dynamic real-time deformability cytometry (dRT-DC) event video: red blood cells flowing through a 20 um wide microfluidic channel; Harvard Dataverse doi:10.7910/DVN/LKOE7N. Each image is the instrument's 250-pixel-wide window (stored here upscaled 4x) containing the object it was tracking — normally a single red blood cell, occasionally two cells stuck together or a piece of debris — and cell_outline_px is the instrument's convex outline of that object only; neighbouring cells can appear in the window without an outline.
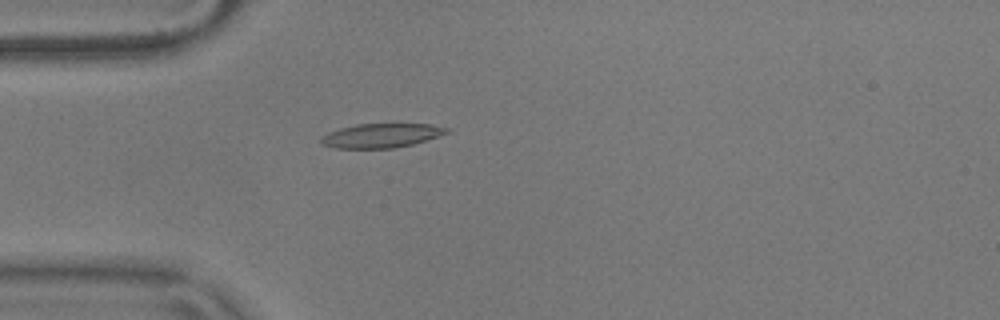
{"species": "common noctule bat (a hibernating species)", "species_latin": "Nyctalus noctula", "temperature_condition": "warm", "stored_images_in_passage": 51, "camera_frame_rate_fps": 3000, "um_per_image_px": 0.085, "animal": {"sex": "male", "body_mass_g": 17.9}, "frame": {"image": 1, "passage_image": 14, "time_ms": 4.333, "image_size_px": [1000, 320], "cell_outline_px": [[452, 128], [448, 132], [412, 144], [392, 148], [336, 148], [320, 144], [320, 136], [328, 132], [340, 128], [356, 124], [432, 124]], "centroid_in_image_um": [32.36, 11.51], "position_along_channel_um": 52.6, "area_um2": 17.63}}
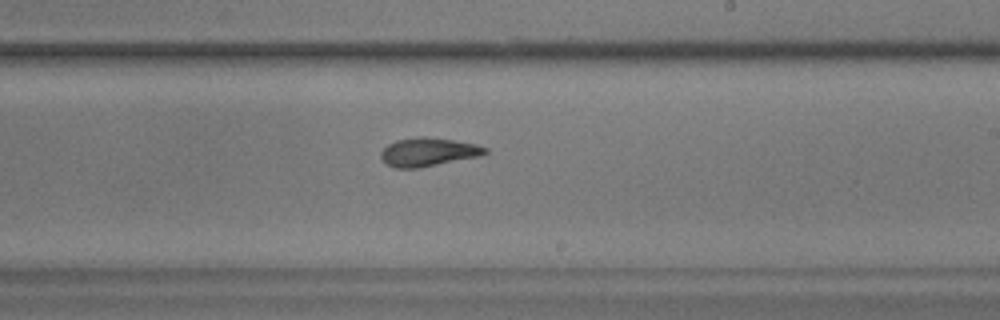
{"frame": {"image": 2, "passage_image": 31, "time_ms": 10.0, "image_size_px": [1000, 320], "cell_outline_px": [[488, 152], [480, 156], [420, 168], [392, 168], [380, 156], [380, 152], [388, 144], [396, 140], [416, 136], [424, 136], [452, 140], [476, 144], [488, 148]], "centroid_in_image_um": [36.39, 12.92], "position_along_channel_um": 252.6, "area_um2": 17.4}}
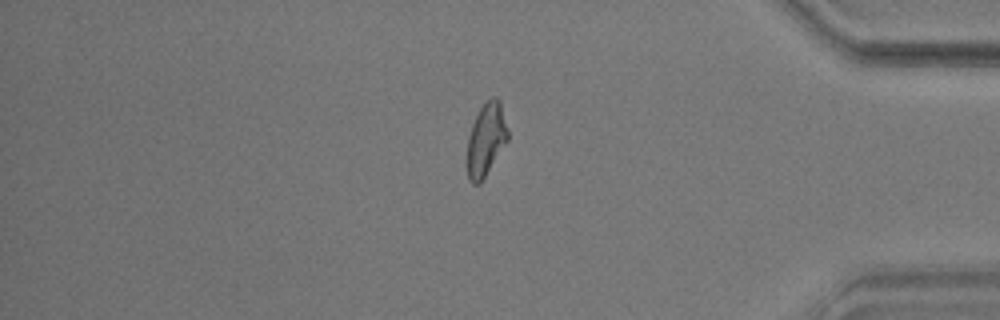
{"frame": {"image": 3, "passage_image": 45, "time_ms": 14.667, "image_size_px": [1000, 320], "cell_outline_px": [[508, 140], [480, 184], [472, 184], [468, 180], [468, 136], [472, 124], [480, 108], [492, 96], [496, 96], [500, 100], [508, 132]], "centroid_in_image_um": [41.32, 11.86], "position_along_channel_um": 393.9, "area_um2": 17.05}}